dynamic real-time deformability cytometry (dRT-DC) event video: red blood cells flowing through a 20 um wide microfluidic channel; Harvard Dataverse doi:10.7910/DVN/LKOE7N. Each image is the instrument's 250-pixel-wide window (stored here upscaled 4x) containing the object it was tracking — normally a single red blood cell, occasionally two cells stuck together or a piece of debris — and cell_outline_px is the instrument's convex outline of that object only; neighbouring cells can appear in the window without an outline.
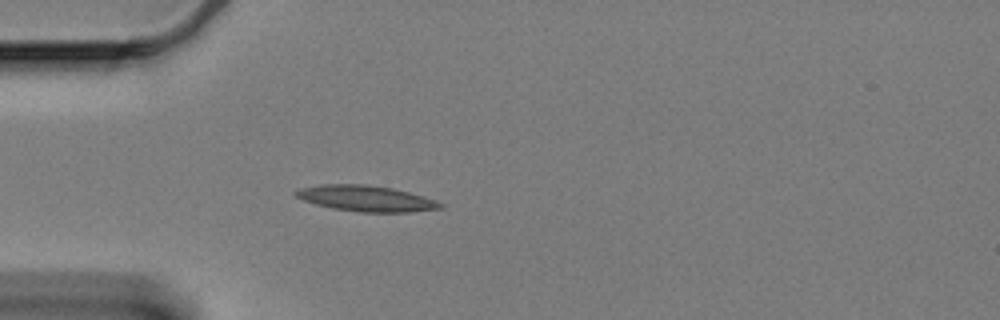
{"species": "Egyptian fruit bat (a non-hibernating species)", "species_latin": "Rousettus aegyptiacus", "temperature_condition": "cold", "stored_images_in_passage": 28, "camera_frame_rate_fps": 3000, "um_per_image_px": 0.085, "animal": {"sex": "female"}, "frame": {"image": 1, "passage_image": 1, "time_ms": 0.0, "image_size_px": [1000, 320], "cell_outline_px": [[444, 208], [408, 212], [360, 212], [332, 208], [316, 204], [304, 200], [296, 196], [292, 192], [300, 188], [320, 184], [364, 184], [392, 188], [424, 196], [436, 200], [444, 204]], "centroid_in_image_um": [31.13, 16.86], "position_along_channel_um": 53.9, "area_um2": 21.79}}
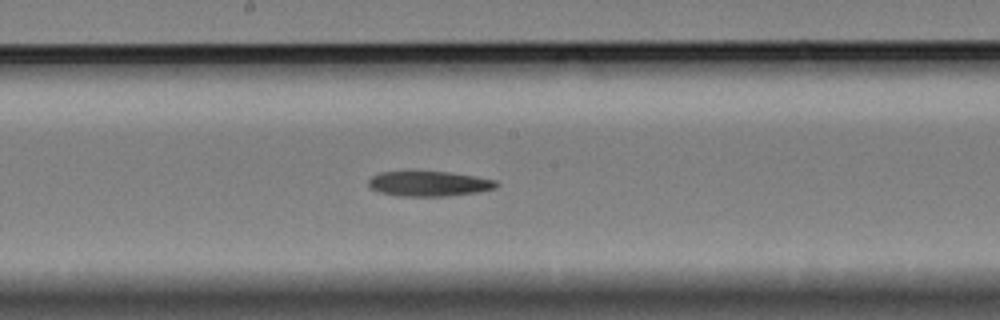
{"frame": {"image": 2, "passage_image": 16, "time_ms": 5.0, "image_size_px": [1000, 320], "cell_outline_px": [[500, 184], [496, 188], [480, 192], [448, 196], [396, 196], [380, 192], [372, 188], [368, 184], [368, 180], [372, 176], [380, 172], [448, 172], [476, 176], [496, 180]], "centroid_in_image_um": [36.51, 15.62], "position_along_channel_um": 211.7, "area_um2": 18.73}}
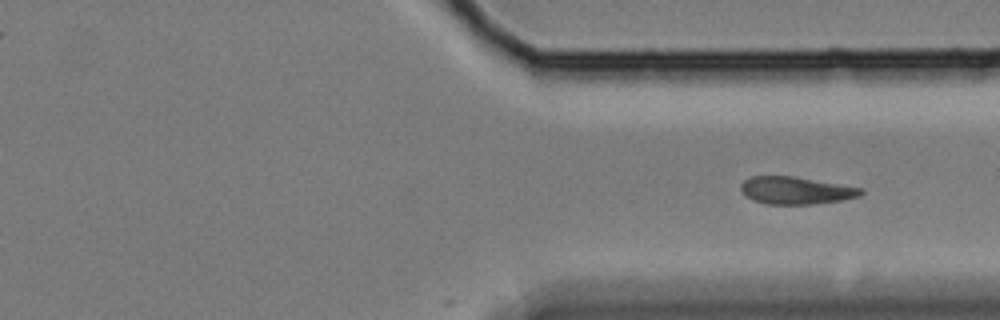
{"frame": {"image": 3, "passage_image": 28, "time_ms": 9.0, "image_size_px": [1000, 320], "cell_outline_px": [[864, 192], [860, 196], [840, 200], [812, 204], [768, 204], [752, 200], [744, 196], [740, 188], [740, 184], [748, 176], [796, 176], [864, 188]], "centroid_in_image_um": [67.63, 16.17], "position_along_channel_um": 343.8, "area_um2": 19.42}}